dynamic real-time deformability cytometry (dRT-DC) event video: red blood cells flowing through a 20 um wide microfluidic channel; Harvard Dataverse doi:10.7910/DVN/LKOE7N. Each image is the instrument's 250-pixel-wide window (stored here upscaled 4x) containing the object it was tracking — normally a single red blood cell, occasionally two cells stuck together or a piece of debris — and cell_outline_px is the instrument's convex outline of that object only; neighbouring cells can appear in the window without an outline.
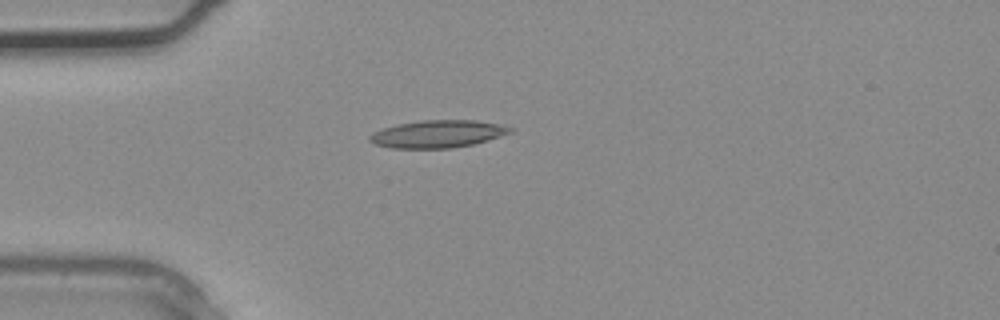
{"species": "common noctule bat (a hibernating species)", "species_latin": "Nyctalus noctula", "temperature_condition": "warm", "stored_images_in_passage": 1, "camera_frame_rate_fps": 3000, "um_per_image_px": 0.085, "animal": {"sex": "male", "body_mass_g": 20.4}, "frame": {"image": 1, "passage_image": 1, "time_ms": 0.0, "image_size_px": [1000, 320], "cell_outline_px": [[512, 132], [472, 144], [452, 148], [392, 148], [376, 144], [368, 140], [368, 136], [372, 132], [384, 128], [400, 124], [424, 120], [476, 120], [504, 124], [512, 128]], "centroid_in_image_um": [37.21, 11.38], "position_along_channel_um": 47.8, "area_um2": 22.31}}